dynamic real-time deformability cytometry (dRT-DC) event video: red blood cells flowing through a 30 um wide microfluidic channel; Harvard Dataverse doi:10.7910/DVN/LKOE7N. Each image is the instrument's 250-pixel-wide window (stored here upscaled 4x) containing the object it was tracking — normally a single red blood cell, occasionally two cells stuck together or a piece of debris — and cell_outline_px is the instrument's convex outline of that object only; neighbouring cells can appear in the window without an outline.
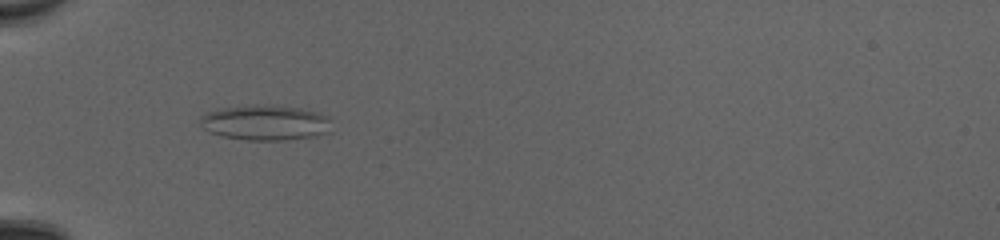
{"species": "common noctule bat (a hibernating species)", "species_latin": "Nyctalus noctula", "temperature_condition": "cold", "stored_images_in_passage": 51, "camera_frame_rate_fps": 3000, "um_per_image_px": 0.085, "animal": {"sex": "female", "body_mass_g": 20.0, "forearm_length_mm": 54.0}, "frame": {"image": 1, "passage_image": 19, "time_ms": 6.0, "image_size_px": [1000, 240], "cell_outline_px": [[332, 132], [316, 136], [284, 140], [248, 140], [220, 136], [204, 128], [200, 124], [200, 116], [204, 112], [220, 108], [252, 104], [276, 104], [300, 108], [316, 112], [328, 116]], "centroid_in_image_um": [22.55, 10.41], "position_along_channel_um": 62.4, "area_um2": 27.51}}
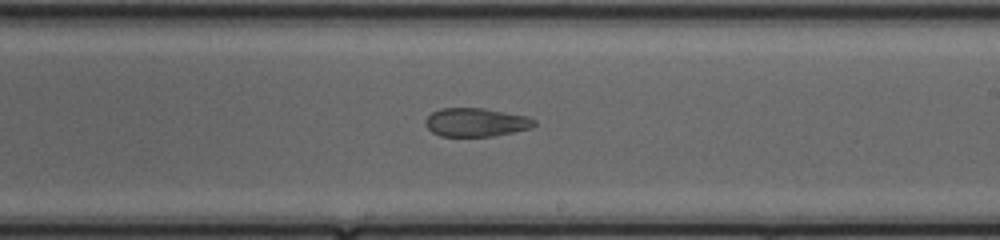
{"frame": {"image": 2, "passage_image": 33, "time_ms": 10.667, "image_size_px": [1000, 240], "cell_outline_px": [[536, 124], [532, 128], [492, 136], [440, 136], [432, 132], [424, 124], [424, 120], [432, 112], [440, 108], [484, 108], [528, 116], [536, 120]], "centroid_in_image_um": [40.46, 10.39], "position_along_channel_um": 248.5, "area_um2": 18.21}}
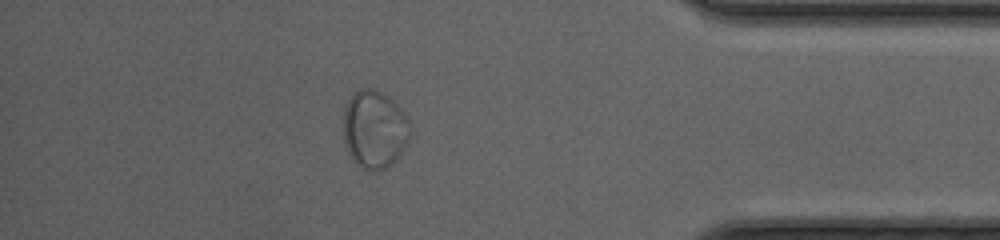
{"frame": {"image": 3, "passage_image": 46, "time_ms": 15.0, "image_size_px": [1000, 240], "cell_outline_px": [[412, 132], [408, 144], [392, 164], [376, 172], [364, 168], [356, 164], [348, 152], [344, 140], [344, 108], [352, 92], [360, 88], [372, 88], [388, 96], [404, 112], [408, 120]], "centroid_in_image_um": [31.85, 10.99], "position_along_channel_um": 403.4, "area_um2": 30.63}}